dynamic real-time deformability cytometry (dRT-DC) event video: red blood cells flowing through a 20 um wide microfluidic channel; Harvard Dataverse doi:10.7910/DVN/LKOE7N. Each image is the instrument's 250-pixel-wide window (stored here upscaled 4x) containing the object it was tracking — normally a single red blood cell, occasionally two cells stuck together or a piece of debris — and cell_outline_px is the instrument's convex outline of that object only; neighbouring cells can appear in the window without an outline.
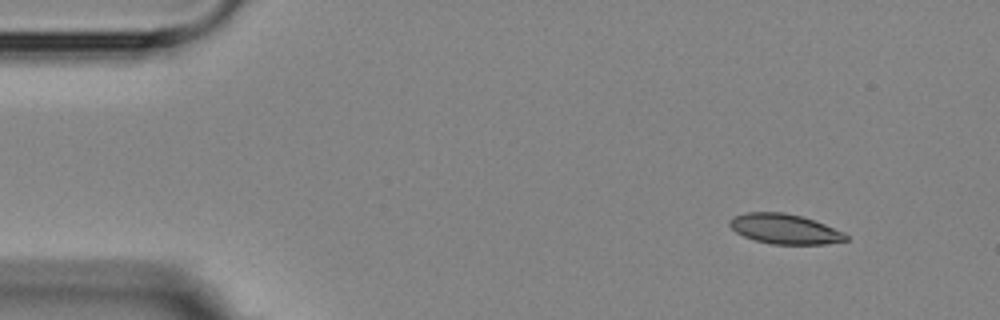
{"species": "Egyptian fruit bat (a non-hibernating species)", "species_latin": "Rousettus aegyptiacus", "temperature_condition": "room temperature", "stored_images_in_passage": 4, "camera_frame_rate_fps": 3000, "um_per_image_px": 0.085, "animal": {"sex": "female"}, "frame": {"image": 1, "passage_image": 1, "time_ms": 0.0, "image_size_px": [1000, 320], "cell_outline_px": [[848, 240], [824, 244], [772, 244], [756, 240], [744, 236], [736, 232], [728, 224], [728, 220], [732, 216], [744, 212], [784, 212], [800, 216], [824, 224], [844, 232], [848, 236]], "centroid_in_image_um": [66.66, 19.45], "position_along_channel_um": 18.3, "area_um2": 20.23}}
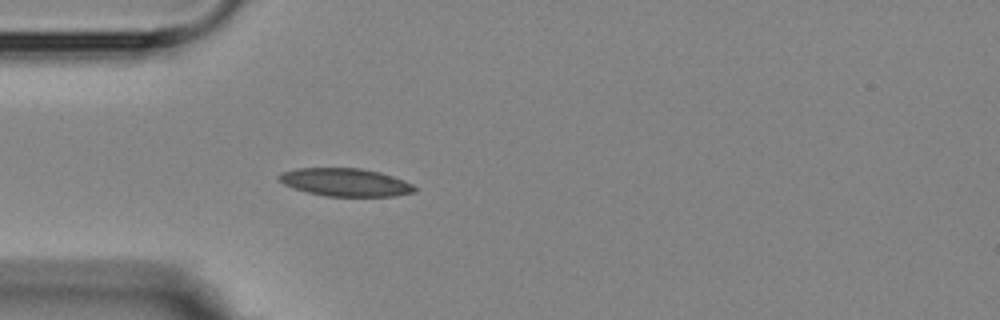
{"frame": {"image": 2, "passage_image": 4, "time_ms": 3.333, "image_size_px": [1000, 320], "cell_outline_px": [[416, 192], [392, 196], [328, 196], [308, 192], [284, 184], [276, 180], [276, 176], [280, 172], [296, 168], [360, 168], [380, 172], [404, 180], [412, 184], [416, 188]], "centroid_in_image_um": [29.33, 15.48], "position_along_channel_um": 55.7, "area_um2": 22.08}}